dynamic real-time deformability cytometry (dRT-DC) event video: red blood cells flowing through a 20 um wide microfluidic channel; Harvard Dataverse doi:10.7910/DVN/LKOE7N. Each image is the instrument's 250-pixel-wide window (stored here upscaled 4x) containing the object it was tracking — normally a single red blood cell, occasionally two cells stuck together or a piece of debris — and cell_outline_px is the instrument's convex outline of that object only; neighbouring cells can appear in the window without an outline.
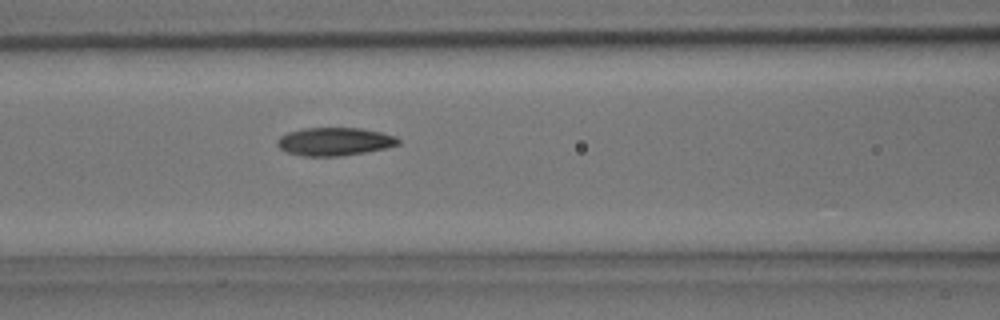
{"species": "common noctule bat (a hibernating species)", "species_latin": "Nyctalus noctula", "temperature_condition": "room temperature", "stored_images_in_passage": 5, "camera_frame_rate_fps": 3000, "um_per_image_px": 0.085, "animal": {"sex": "male", "body_mass_g": 15.6}, "frame": {"image": 1, "passage_image": 5, "time_ms": 1.333, "image_size_px": [1000, 320], "cell_outline_px": [[400, 144], [384, 148], [364, 152], [340, 156], [304, 156], [288, 152], [280, 148], [276, 144], [276, 140], [280, 136], [288, 132], [304, 128], [360, 128], [380, 132], [396, 136], [400, 140]], "centroid_in_image_um": [28.42, 12.03], "position_along_channel_um": 138.2, "area_um2": 19.71}}